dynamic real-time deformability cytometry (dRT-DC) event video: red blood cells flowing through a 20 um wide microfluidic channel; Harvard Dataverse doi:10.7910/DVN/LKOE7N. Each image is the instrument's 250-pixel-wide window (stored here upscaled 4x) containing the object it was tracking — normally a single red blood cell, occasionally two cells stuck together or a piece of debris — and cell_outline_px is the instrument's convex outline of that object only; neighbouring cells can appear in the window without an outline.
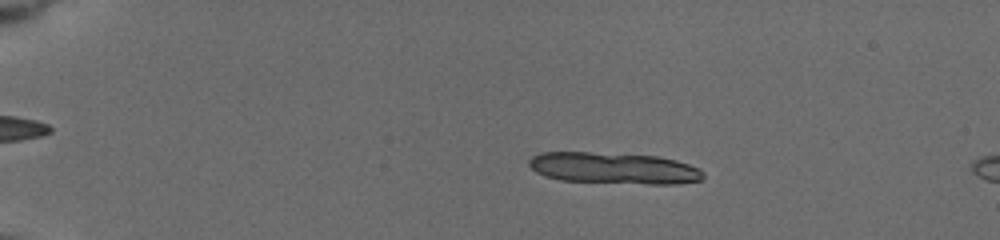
{"species": "common noctule bat (a hibernating species)", "species_latin": "Nyctalus noctula", "temperature_condition": "cold", "stored_images_in_passage": 10, "camera_frame_rate_fps": 3000, "um_per_image_px": 0.085, "animal": {"sex": "female", "body_mass_g": 19.5, "forearm_length_mm": 54.1}, "frame": {"image": 1, "passage_image": 6, "time_ms": 3.333, "image_size_px": [1000, 240], "cell_outline_px": [[704, 176], [700, 180], [676, 184], [648, 184], [560, 180], [544, 176], [536, 172], [528, 164], [528, 160], [532, 156], [540, 152], [588, 152], [656, 156], [676, 160], [700, 168], [704, 172]], "centroid_in_image_um": [52.16, 14.29], "position_along_channel_um": 32.8, "area_um2": 31.96}}